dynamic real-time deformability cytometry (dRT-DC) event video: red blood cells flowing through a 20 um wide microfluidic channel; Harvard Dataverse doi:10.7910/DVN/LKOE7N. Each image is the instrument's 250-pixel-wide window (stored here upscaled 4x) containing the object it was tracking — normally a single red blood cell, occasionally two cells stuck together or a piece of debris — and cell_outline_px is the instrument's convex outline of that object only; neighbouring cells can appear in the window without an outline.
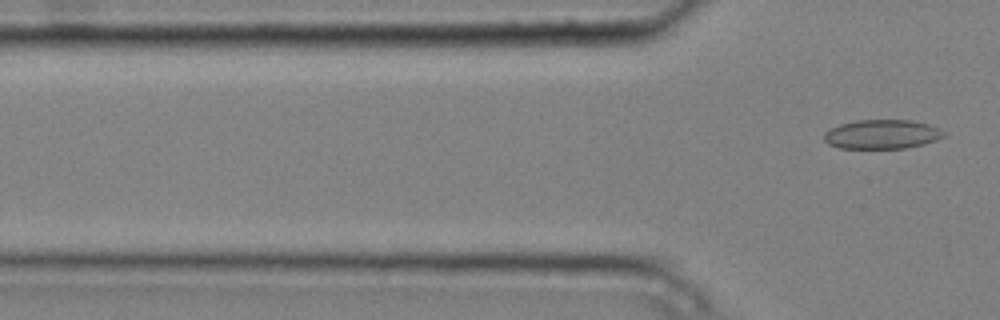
{"species": "common noctule bat (a hibernating species)", "species_latin": "Nyctalus noctula", "temperature_condition": "cold", "stored_images_in_passage": 5, "segment_of_instrument_passage": [2, 2], "camera_frame_rate_fps": 3000, "um_per_image_px": 0.085, "animal": {"sex": "male", "body_mass_g": 20.4}, "frame": {"image": 1, "passage_image": 5, "time_ms": 1.333, "image_size_px": [1000, 320], "cell_outline_px": [[948, 132], [944, 136], [936, 140], [924, 144], [904, 148], [840, 148], [828, 144], [824, 140], [824, 132], [840, 124], [856, 120], [912, 120], [928, 124], [940, 128]], "centroid_in_image_um": [75.0, 11.41], "position_along_channel_um": 50.8, "area_um2": 20.46}}